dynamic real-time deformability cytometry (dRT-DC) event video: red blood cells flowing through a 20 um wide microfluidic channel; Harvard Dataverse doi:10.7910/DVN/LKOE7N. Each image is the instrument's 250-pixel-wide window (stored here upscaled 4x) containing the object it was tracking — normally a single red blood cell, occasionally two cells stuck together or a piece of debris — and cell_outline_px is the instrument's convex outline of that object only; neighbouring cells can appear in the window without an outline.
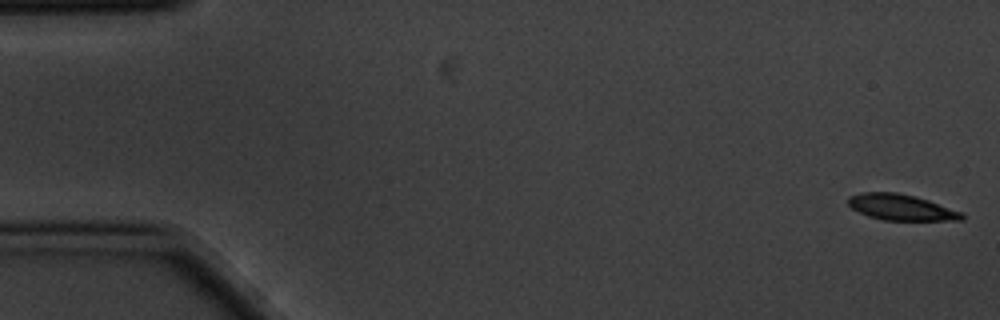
{"species": "common noctule bat (a hibernating species)", "species_latin": "Nyctalus noctula", "temperature_condition": "cold", "stored_images_in_passage": 6, "camera_frame_rate_fps": 3000, "um_per_image_px": 0.085, "animal": {"sex": "male", "body_mass_g": 20.1, "forearm_length_mm": 53.5}, "frame": {"image": 1, "passage_image": 1, "time_ms": 0.0, "image_size_px": [1000, 320], "cell_outline_px": [[964, 220], [884, 220], [868, 216], [852, 208], [848, 204], [848, 196], [860, 192], [896, 192], [916, 196], [964, 212]], "centroid_in_image_um": [76.61, 17.61], "position_along_channel_um": 8.4, "area_um2": 17.28}}
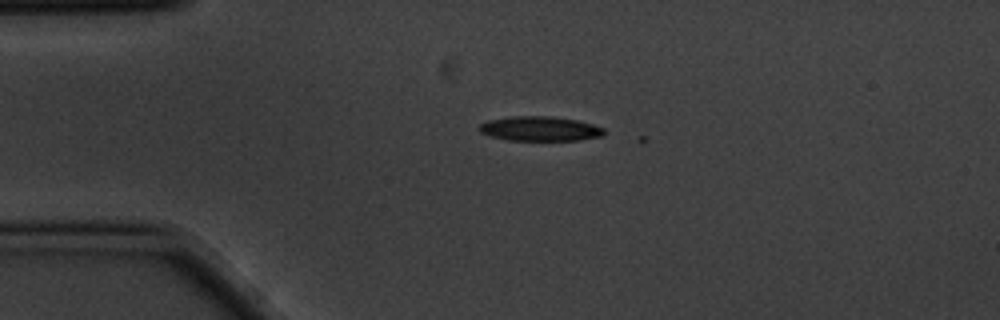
{"frame": {"image": 2, "passage_image": 6, "time_ms": 1.667, "image_size_px": [1000, 320], "cell_outline_px": [[604, 132], [600, 136], [580, 140], [508, 140], [492, 136], [480, 132], [480, 124], [488, 120], [512, 116], [552, 116], [576, 120], [592, 124], [604, 128]], "centroid_in_image_um": [45.89, 10.93], "position_along_channel_um": 39.1, "area_um2": 17.69}}